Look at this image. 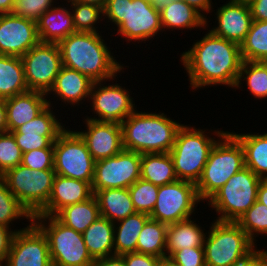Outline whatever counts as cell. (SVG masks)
<instances>
[{
  "instance_id": "obj_1",
  "label": "cell",
  "mask_w": 267,
  "mask_h": 266,
  "mask_svg": "<svg viewBox=\"0 0 267 266\" xmlns=\"http://www.w3.org/2000/svg\"><path fill=\"white\" fill-rule=\"evenodd\" d=\"M191 89L226 85L235 88L243 62L240 45L210 30L180 58Z\"/></svg>"
},
{
  "instance_id": "obj_2",
  "label": "cell",
  "mask_w": 267,
  "mask_h": 266,
  "mask_svg": "<svg viewBox=\"0 0 267 266\" xmlns=\"http://www.w3.org/2000/svg\"><path fill=\"white\" fill-rule=\"evenodd\" d=\"M101 35V36H100ZM102 34L74 32L58 43L62 66L78 71L93 82L113 81L124 70L107 46Z\"/></svg>"
},
{
  "instance_id": "obj_3",
  "label": "cell",
  "mask_w": 267,
  "mask_h": 266,
  "mask_svg": "<svg viewBox=\"0 0 267 266\" xmlns=\"http://www.w3.org/2000/svg\"><path fill=\"white\" fill-rule=\"evenodd\" d=\"M182 125L164 113L136 109L121 123L123 148L140 154L169 153Z\"/></svg>"
},
{
  "instance_id": "obj_4",
  "label": "cell",
  "mask_w": 267,
  "mask_h": 266,
  "mask_svg": "<svg viewBox=\"0 0 267 266\" xmlns=\"http://www.w3.org/2000/svg\"><path fill=\"white\" fill-rule=\"evenodd\" d=\"M103 12L107 23H113L128 43L149 41L163 31L159 9L151 0H108Z\"/></svg>"
},
{
  "instance_id": "obj_5",
  "label": "cell",
  "mask_w": 267,
  "mask_h": 266,
  "mask_svg": "<svg viewBox=\"0 0 267 266\" xmlns=\"http://www.w3.org/2000/svg\"><path fill=\"white\" fill-rule=\"evenodd\" d=\"M226 132L214 130L212 134L214 136L216 134V140L215 137L205 134L207 130L182 125L169 152L177 179L196 184L201 177L211 149Z\"/></svg>"
},
{
  "instance_id": "obj_6",
  "label": "cell",
  "mask_w": 267,
  "mask_h": 266,
  "mask_svg": "<svg viewBox=\"0 0 267 266\" xmlns=\"http://www.w3.org/2000/svg\"><path fill=\"white\" fill-rule=\"evenodd\" d=\"M244 167L243 147L227 131L211 149L201 177L195 184L200 200L207 202L231 176Z\"/></svg>"
},
{
  "instance_id": "obj_7",
  "label": "cell",
  "mask_w": 267,
  "mask_h": 266,
  "mask_svg": "<svg viewBox=\"0 0 267 266\" xmlns=\"http://www.w3.org/2000/svg\"><path fill=\"white\" fill-rule=\"evenodd\" d=\"M204 241L206 266H234L257 248L236 222L214 220Z\"/></svg>"
},
{
  "instance_id": "obj_8",
  "label": "cell",
  "mask_w": 267,
  "mask_h": 266,
  "mask_svg": "<svg viewBox=\"0 0 267 266\" xmlns=\"http://www.w3.org/2000/svg\"><path fill=\"white\" fill-rule=\"evenodd\" d=\"M33 222L47 236L53 266H92L83 234L67 227L55 216L34 215Z\"/></svg>"
},
{
  "instance_id": "obj_9",
  "label": "cell",
  "mask_w": 267,
  "mask_h": 266,
  "mask_svg": "<svg viewBox=\"0 0 267 266\" xmlns=\"http://www.w3.org/2000/svg\"><path fill=\"white\" fill-rule=\"evenodd\" d=\"M261 178L244 167L231 176L228 181L208 200V206L215 209V220L237 222L257 201Z\"/></svg>"
},
{
  "instance_id": "obj_10",
  "label": "cell",
  "mask_w": 267,
  "mask_h": 266,
  "mask_svg": "<svg viewBox=\"0 0 267 266\" xmlns=\"http://www.w3.org/2000/svg\"><path fill=\"white\" fill-rule=\"evenodd\" d=\"M55 176L54 169L34 170L22 164L2 175L10 192L32 216L48 203Z\"/></svg>"
},
{
  "instance_id": "obj_11",
  "label": "cell",
  "mask_w": 267,
  "mask_h": 266,
  "mask_svg": "<svg viewBox=\"0 0 267 266\" xmlns=\"http://www.w3.org/2000/svg\"><path fill=\"white\" fill-rule=\"evenodd\" d=\"M53 162L57 175L92 184L96 161L75 130L67 128L58 136L54 142Z\"/></svg>"
},
{
  "instance_id": "obj_12",
  "label": "cell",
  "mask_w": 267,
  "mask_h": 266,
  "mask_svg": "<svg viewBox=\"0 0 267 266\" xmlns=\"http://www.w3.org/2000/svg\"><path fill=\"white\" fill-rule=\"evenodd\" d=\"M200 202L195 183L177 180L159 186L156 204L149 216L167 225L184 221L192 218Z\"/></svg>"
},
{
  "instance_id": "obj_13",
  "label": "cell",
  "mask_w": 267,
  "mask_h": 266,
  "mask_svg": "<svg viewBox=\"0 0 267 266\" xmlns=\"http://www.w3.org/2000/svg\"><path fill=\"white\" fill-rule=\"evenodd\" d=\"M21 60L28 89L47 94L62 67L58 44L39 42L25 53Z\"/></svg>"
},
{
  "instance_id": "obj_14",
  "label": "cell",
  "mask_w": 267,
  "mask_h": 266,
  "mask_svg": "<svg viewBox=\"0 0 267 266\" xmlns=\"http://www.w3.org/2000/svg\"><path fill=\"white\" fill-rule=\"evenodd\" d=\"M141 154L123 149L114 157L95 162L91 184L93 194L97 190L129 188L140 178Z\"/></svg>"
},
{
  "instance_id": "obj_15",
  "label": "cell",
  "mask_w": 267,
  "mask_h": 266,
  "mask_svg": "<svg viewBox=\"0 0 267 266\" xmlns=\"http://www.w3.org/2000/svg\"><path fill=\"white\" fill-rule=\"evenodd\" d=\"M89 102L94 117L86 118L100 122H115L121 124L136 109L135 102L128 89L119 83L104 85L103 81L94 82ZM96 116V117H95ZM98 116V117H97Z\"/></svg>"
},
{
  "instance_id": "obj_16",
  "label": "cell",
  "mask_w": 267,
  "mask_h": 266,
  "mask_svg": "<svg viewBox=\"0 0 267 266\" xmlns=\"http://www.w3.org/2000/svg\"><path fill=\"white\" fill-rule=\"evenodd\" d=\"M6 266H53L47 236L34 222L15 233Z\"/></svg>"
},
{
  "instance_id": "obj_17",
  "label": "cell",
  "mask_w": 267,
  "mask_h": 266,
  "mask_svg": "<svg viewBox=\"0 0 267 266\" xmlns=\"http://www.w3.org/2000/svg\"><path fill=\"white\" fill-rule=\"evenodd\" d=\"M53 107L48 105L33 120L11 131L22 153L54 147L58 136L67 128L59 122Z\"/></svg>"
},
{
  "instance_id": "obj_18",
  "label": "cell",
  "mask_w": 267,
  "mask_h": 266,
  "mask_svg": "<svg viewBox=\"0 0 267 266\" xmlns=\"http://www.w3.org/2000/svg\"><path fill=\"white\" fill-rule=\"evenodd\" d=\"M39 42L37 22L13 13L0 14V55L22 57Z\"/></svg>"
},
{
  "instance_id": "obj_19",
  "label": "cell",
  "mask_w": 267,
  "mask_h": 266,
  "mask_svg": "<svg viewBox=\"0 0 267 266\" xmlns=\"http://www.w3.org/2000/svg\"><path fill=\"white\" fill-rule=\"evenodd\" d=\"M87 130L76 131L86 143L95 161L114 157L123 148L122 127L115 122H100L84 118Z\"/></svg>"
},
{
  "instance_id": "obj_20",
  "label": "cell",
  "mask_w": 267,
  "mask_h": 266,
  "mask_svg": "<svg viewBox=\"0 0 267 266\" xmlns=\"http://www.w3.org/2000/svg\"><path fill=\"white\" fill-rule=\"evenodd\" d=\"M215 15L218 22L210 31L218 37L240 45L245 40L253 21L249 5L228 0L226 4L216 9Z\"/></svg>"
},
{
  "instance_id": "obj_21",
  "label": "cell",
  "mask_w": 267,
  "mask_h": 266,
  "mask_svg": "<svg viewBox=\"0 0 267 266\" xmlns=\"http://www.w3.org/2000/svg\"><path fill=\"white\" fill-rule=\"evenodd\" d=\"M93 195L89 182L56 174L48 203L36 215L55 216L62 208L84 202Z\"/></svg>"
},
{
  "instance_id": "obj_22",
  "label": "cell",
  "mask_w": 267,
  "mask_h": 266,
  "mask_svg": "<svg viewBox=\"0 0 267 266\" xmlns=\"http://www.w3.org/2000/svg\"><path fill=\"white\" fill-rule=\"evenodd\" d=\"M46 93L29 90L25 93L5 99L7 115V131H15L18 127L37 117L48 105L50 99Z\"/></svg>"
},
{
  "instance_id": "obj_23",
  "label": "cell",
  "mask_w": 267,
  "mask_h": 266,
  "mask_svg": "<svg viewBox=\"0 0 267 266\" xmlns=\"http://www.w3.org/2000/svg\"><path fill=\"white\" fill-rule=\"evenodd\" d=\"M93 83L89 77L62 66L53 87L46 95L53 94L52 96L56 95L53 98L58 97L66 105L79 106L83 103L82 100H89Z\"/></svg>"
},
{
  "instance_id": "obj_24",
  "label": "cell",
  "mask_w": 267,
  "mask_h": 266,
  "mask_svg": "<svg viewBox=\"0 0 267 266\" xmlns=\"http://www.w3.org/2000/svg\"><path fill=\"white\" fill-rule=\"evenodd\" d=\"M53 6L47 10L37 21V33L42 43H59L71 33L76 32L71 11L68 7Z\"/></svg>"
},
{
  "instance_id": "obj_25",
  "label": "cell",
  "mask_w": 267,
  "mask_h": 266,
  "mask_svg": "<svg viewBox=\"0 0 267 266\" xmlns=\"http://www.w3.org/2000/svg\"><path fill=\"white\" fill-rule=\"evenodd\" d=\"M159 12L163 31L165 29L191 30L196 27L206 30V19L183 0H176L169 6H163Z\"/></svg>"
},
{
  "instance_id": "obj_26",
  "label": "cell",
  "mask_w": 267,
  "mask_h": 266,
  "mask_svg": "<svg viewBox=\"0 0 267 266\" xmlns=\"http://www.w3.org/2000/svg\"><path fill=\"white\" fill-rule=\"evenodd\" d=\"M94 196L100 215L115 223L136 213L128 188L97 190Z\"/></svg>"
},
{
  "instance_id": "obj_27",
  "label": "cell",
  "mask_w": 267,
  "mask_h": 266,
  "mask_svg": "<svg viewBox=\"0 0 267 266\" xmlns=\"http://www.w3.org/2000/svg\"><path fill=\"white\" fill-rule=\"evenodd\" d=\"M196 221L187 219L169 224L166 237V257L183 248L204 247L207 232Z\"/></svg>"
},
{
  "instance_id": "obj_28",
  "label": "cell",
  "mask_w": 267,
  "mask_h": 266,
  "mask_svg": "<svg viewBox=\"0 0 267 266\" xmlns=\"http://www.w3.org/2000/svg\"><path fill=\"white\" fill-rule=\"evenodd\" d=\"M82 234L94 260L114 255V223L110 220L100 216Z\"/></svg>"
},
{
  "instance_id": "obj_29",
  "label": "cell",
  "mask_w": 267,
  "mask_h": 266,
  "mask_svg": "<svg viewBox=\"0 0 267 266\" xmlns=\"http://www.w3.org/2000/svg\"><path fill=\"white\" fill-rule=\"evenodd\" d=\"M244 150L245 167L261 179H267V133H233Z\"/></svg>"
},
{
  "instance_id": "obj_30",
  "label": "cell",
  "mask_w": 267,
  "mask_h": 266,
  "mask_svg": "<svg viewBox=\"0 0 267 266\" xmlns=\"http://www.w3.org/2000/svg\"><path fill=\"white\" fill-rule=\"evenodd\" d=\"M148 214L136 212L114 223V255L136 252L137 239Z\"/></svg>"
},
{
  "instance_id": "obj_31",
  "label": "cell",
  "mask_w": 267,
  "mask_h": 266,
  "mask_svg": "<svg viewBox=\"0 0 267 266\" xmlns=\"http://www.w3.org/2000/svg\"><path fill=\"white\" fill-rule=\"evenodd\" d=\"M29 91L21 57L0 55V99Z\"/></svg>"
},
{
  "instance_id": "obj_32",
  "label": "cell",
  "mask_w": 267,
  "mask_h": 266,
  "mask_svg": "<svg viewBox=\"0 0 267 266\" xmlns=\"http://www.w3.org/2000/svg\"><path fill=\"white\" fill-rule=\"evenodd\" d=\"M140 178L162 186L177 181L169 153L141 154Z\"/></svg>"
},
{
  "instance_id": "obj_33",
  "label": "cell",
  "mask_w": 267,
  "mask_h": 266,
  "mask_svg": "<svg viewBox=\"0 0 267 266\" xmlns=\"http://www.w3.org/2000/svg\"><path fill=\"white\" fill-rule=\"evenodd\" d=\"M98 202L93 195L88 200L62 208L55 217L67 227L83 233L100 217Z\"/></svg>"
},
{
  "instance_id": "obj_34",
  "label": "cell",
  "mask_w": 267,
  "mask_h": 266,
  "mask_svg": "<svg viewBox=\"0 0 267 266\" xmlns=\"http://www.w3.org/2000/svg\"><path fill=\"white\" fill-rule=\"evenodd\" d=\"M167 227V224L149 218L137 239L136 252L165 258Z\"/></svg>"
},
{
  "instance_id": "obj_35",
  "label": "cell",
  "mask_w": 267,
  "mask_h": 266,
  "mask_svg": "<svg viewBox=\"0 0 267 266\" xmlns=\"http://www.w3.org/2000/svg\"><path fill=\"white\" fill-rule=\"evenodd\" d=\"M240 49L244 61L261 62L267 59V21H252Z\"/></svg>"
},
{
  "instance_id": "obj_36",
  "label": "cell",
  "mask_w": 267,
  "mask_h": 266,
  "mask_svg": "<svg viewBox=\"0 0 267 266\" xmlns=\"http://www.w3.org/2000/svg\"><path fill=\"white\" fill-rule=\"evenodd\" d=\"M242 81L255 99L267 98V69L260 62L243 60L235 89L241 87Z\"/></svg>"
},
{
  "instance_id": "obj_37",
  "label": "cell",
  "mask_w": 267,
  "mask_h": 266,
  "mask_svg": "<svg viewBox=\"0 0 267 266\" xmlns=\"http://www.w3.org/2000/svg\"><path fill=\"white\" fill-rule=\"evenodd\" d=\"M67 1L70 5V11L72 14L73 25L76 32H89V33H99L97 23H100L102 19L104 20L103 8L74 2L72 0ZM72 8V9H71Z\"/></svg>"
},
{
  "instance_id": "obj_38",
  "label": "cell",
  "mask_w": 267,
  "mask_h": 266,
  "mask_svg": "<svg viewBox=\"0 0 267 266\" xmlns=\"http://www.w3.org/2000/svg\"><path fill=\"white\" fill-rule=\"evenodd\" d=\"M28 219L33 222V216L10 192L3 177H0V224L10 227L16 219Z\"/></svg>"
},
{
  "instance_id": "obj_39",
  "label": "cell",
  "mask_w": 267,
  "mask_h": 266,
  "mask_svg": "<svg viewBox=\"0 0 267 266\" xmlns=\"http://www.w3.org/2000/svg\"><path fill=\"white\" fill-rule=\"evenodd\" d=\"M236 223L256 243L258 235H267V206L257 200Z\"/></svg>"
},
{
  "instance_id": "obj_40",
  "label": "cell",
  "mask_w": 267,
  "mask_h": 266,
  "mask_svg": "<svg viewBox=\"0 0 267 266\" xmlns=\"http://www.w3.org/2000/svg\"><path fill=\"white\" fill-rule=\"evenodd\" d=\"M159 186L139 178L129 188L131 200L136 212L150 215L157 200Z\"/></svg>"
},
{
  "instance_id": "obj_41",
  "label": "cell",
  "mask_w": 267,
  "mask_h": 266,
  "mask_svg": "<svg viewBox=\"0 0 267 266\" xmlns=\"http://www.w3.org/2000/svg\"><path fill=\"white\" fill-rule=\"evenodd\" d=\"M22 151L11 132L0 133V173L14 168L22 162Z\"/></svg>"
},
{
  "instance_id": "obj_42",
  "label": "cell",
  "mask_w": 267,
  "mask_h": 266,
  "mask_svg": "<svg viewBox=\"0 0 267 266\" xmlns=\"http://www.w3.org/2000/svg\"><path fill=\"white\" fill-rule=\"evenodd\" d=\"M55 1L57 0H16L12 13L37 22L41 15L54 6Z\"/></svg>"
},
{
  "instance_id": "obj_43",
  "label": "cell",
  "mask_w": 267,
  "mask_h": 266,
  "mask_svg": "<svg viewBox=\"0 0 267 266\" xmlns=\"http://www.w3.org/2000/svg\"><path fill=\"white\" fill-rule=\"evenodd\" d=\"M54 147L35 149L23 153L21 164L34 170L54 169Z\"/></svg>"
},
{
  "instance_id": "obj_44",
  "label": "cell",
  "mask_w": 267,
  "mask_h": 266,
  "mask_svg": "<svg viewBox=\"0 0 267 266\" xmlns=\"http://www.w3.org/2000/svg\"><path fill=\"white\" fill-rule=\"evenodd\" d=\"M178 266H206L204 247L183 248L170 257Z\"/></svg>"
},
{
  "instance_id": "obj_45",
  "label": "cell",
  "mask_w": 267,
  "mask_h": 266,
  "mask_svg": "<svg viewBox=\"0 0 267 266\" xmlns=\"http://www.w3.org/2000/svg\"><path fill=\"white\" fill-rule=\"evenodd\" d=\"M125 261L126 266H157L161 258L132 252L121 255Z\"/></svg>"
},
{
  "instance_id": "obj_46",
  "label": "cell",
  "mask_w": 267,
  "mask_h": 266,
  "mask_svg": "<svg viewBox=\"0 0 267 266\" xmlns=\"http://www.w3.org/2000/svg\"><path fill=\"white\" fill-rule=\"evenodd\" d=\"M23 229L25 228L13 230L0 224V261H6L15 233Z\"/></svg>"
},
{
  "instance_id": "obj_47",
  "label": "cell",
  "mask_w": 267,
  "mask_h": 266,
  "mask_svg": "<svg viewBox=\"0 0 267 266\" xmlns=\"http://www.w3.org/2000/svg\"><path fill=\"white\" fill-rule=\"evenodd\" d=\"M234 266H267V250H253Z\"/></svg>"
},
{
  "instance_id": "obj_48",
  "label": "cell",
  "mask_w": 267,
  "mask_h": 266,
  "mask_svg": "<svg viewBox=\"0 0 267 266\" xmlns=\"http://www.w3.org/2000/svg\"><path fill=\"white\" fill-rule=\"evenodd\" d=\"M252 20L267 21V0H254L249 4Z\"/></svg>"
},
{
  "instance_id": "obj_49",
  "label": "cell",
  "mask_w": 267,
  "mask_h": 266,
  "mask_svg": "<svg viewBox=\"0 0 267 266\" xmlns=\"http://www.w3.org/2000/svg\"><path fill=\"white\" fill-rule=\"evenodd\" d=\"M190 6H192L195 10H197L205 19H206V27H208V18L204 13H212L213 6L212 0H183ZM212 10V11H211ZM204 12V13H203Z\"/></svg>"
},
{
  "instance_id": "obj_50",
  "label": "cell",
  "mask_w": 267,
  "mask_h": 266,
  "mask_svg": "<svg viewBox=\"0 0 267 266\" xmlns=\"http://www.w3.org/2000/svg\"><path fill=\"white\" fill-rule=\"evenodd\" d=\"M92 266H126V264L121 255H112L95 259Z\"/></svg>"
},
{
  "instance_id": "obj_51",
  "label": "cell",
  "mask_w": 267,
  "mask_h": 266,
  "mask_svg": "<svg viewBox=\"0 0 267 266\" xmlns=\"http://www.w3.org/2000/svg\"><path fill=\"white\" fill-rule=\"evenodd\" d=\"M257 200L267 206V179H261L260 181Z\"/></svg>"
},
{
  "instance_id": "obj_52",
  "label": "cell",
  "mask_w": 267,
  "mask_h": 266,
  "mask_svg": "<svg viewBox=\"0 0 267 266\" xmlns=\"http://www.w3.org/2000/svg\"><path fill=\"white\" fill-rule=\"evenodd\" d=\"M7 132V115L5 100L0 99V133Z\"/></svg>"
},
{
  "instance_id": "obj_53",
  "label": "cell",
  "mask_w": 267,
  "mask_h": 266,
  "mask_svg": "<svg viewBox=\"0 0 267 266\" xmlns=\"http://www.w3.org/2000/svg\"><path fill=\"white\" fill-rule=\"evenodd\" d=\"M16 0H0V14L12 13Z\"/></svg>"
},
{
  "instance_id": "obj_54",
  "label": "cell",
  "mask_w": 267,
  "mask_h": 266,
  "mask_svg": "<svg viewBox=\"0 0 267 266\" xmlns=\"http://www.w3.org/2000/svg\"><path fill=\"white\" fill-rule=\"evenodd\" d=\"M74 2H80V3H85V4H90V5H95L101 8H105L106 5V0H72Z\"/></svg>"
},
{
  "instance_id": "obj_55",
  "label": "cell",
  "mask_w": 267,
  "mask_h": 266,
  "mask_svg": "<svg viewBox=\"0 0 267 266\" xmlns=\"http://www.w3.org/2000/svg\"><path fill=\"white\" fill-rule=\"evenodd\" d=\"M153 5L160 9L163 6H169L172 2L176 0H151Z\"/></svg>"
},
{
  "instance_id": "obj_56",
  "label": "cell",
  "mask_w": 267,
  "mask_h": 266,
  "mask_svg": "<svg viewBox=\"0 0 267 266\" xmlns=\"http://www.w3.org/2000/svg\"><path fill=\"white\" fill-rule=\"evenodd\" d=\"M157 266H178L168 257L161 258Z\"/></svg>"
},
{
  "instance_id": "obj_57",
  "label": "cell",
  "mask_w": 267,
  "mask_h": 266,
  "mask_svg": "<svg viewBox=\"0 0 267 266\" xmlns=\"http://www.w3.org/2000/svg\"><path fill=\"white\" fill-rule=\"evenodd\" d=\"M230 1L235 2V3H242V4H248L249 5L254 0H230Z\"/></svg>"
},
{
  "instance_id": "obj_58",
  "label": "cell",
  "mask_w": 267,
  "mask_h": 266,
  "mask_svg": "<svg viewBox=\"0 0 267 266\" xmlns=\"http://www.w3.org/2000/svg\"><path fill=\"white\" fill-rule=\"evenodd\" d=\"M267 69V59L260 62Z\"/></svg>"
},
{
  "instance_id": "obj_59",
  "label": "cell",
  "mask_w": 267,
  "mask_h": 266,
  "mask_svg": "<svg viewBox=\"0 0 267 266\" xmlns=\"http://www.w3.org/2000/svg\"><path fill=\"white\" fill-rule=\"evenodd\" d=\"M0 266H6V261H0Z\"/></svg>"
}]
</instances>
